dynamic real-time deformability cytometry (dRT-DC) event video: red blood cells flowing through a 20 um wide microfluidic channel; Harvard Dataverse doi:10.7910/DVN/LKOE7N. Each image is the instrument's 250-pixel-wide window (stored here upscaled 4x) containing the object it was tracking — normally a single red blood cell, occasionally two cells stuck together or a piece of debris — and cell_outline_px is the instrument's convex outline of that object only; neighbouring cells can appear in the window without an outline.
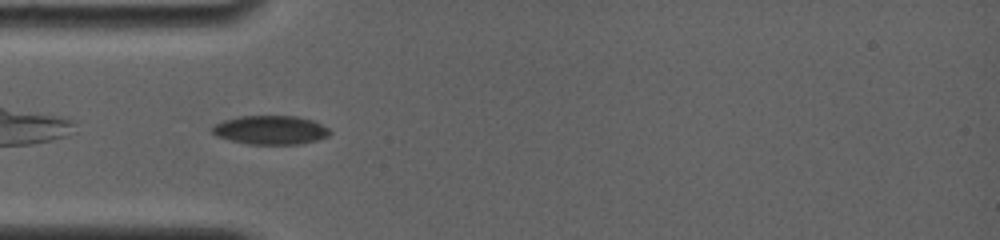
{"species": "common noctule bat (a hibernating species)", "species_latin": "Nyctalus noctula", "temperature_condition": "room temperature", "stored_images_in_passage": 24, "camera_frame_rate_fps": 4000, "um_per_image_px": 0.085, "animal": {"sex": "female", "body_mass_g": 19.0, "forearm_length_mm": 56.7}, "frame": {"image": 1, "passage_image": 2, "time_ms": 0.5, "image_size_px": [1000, 240], "cell_outline_px": [[332, 132], [328, 136], [316, 140], [300, 144], [248, 144], [216, 136], [212, 132], [212, 128], [216, 124], [224, 120], [240, 116], [296, 116], [312, 120], [328, 128]], "centroid_in_image_um": [23.01, 11.05], "position_along_channel_um": 62.0, "area_um2": 19.59}}
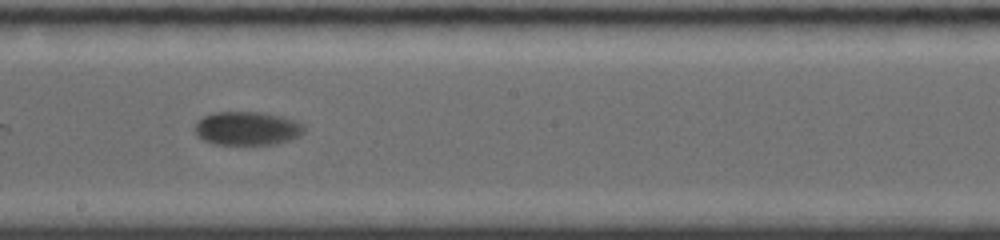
{"frame": {"image": 2, "passage_image": 12, "time_ms": 5.0, "image_size_px": [1000, 240], "cell_outline_px": [[304, 132], [300, 136], [276, 144], [212, 144], [196, 136], [196, 124], [204, 116], [212, 112], [264, 112], [280, 116], [292, 120], [300, 124], [304, 128]], "centroid_in_image_um": [20.99, 10.91], "position_along_channel_um": 227.2, "area_um2": 21.21}}
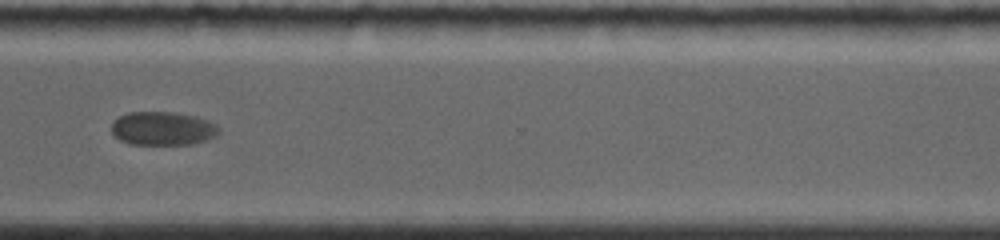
{"frame": {"image": 3, "passage_image": 20, "time_ms": 8.5, "image_size_px": [1000, 240], "cell_outline_px": [[220, 132], [216, 136], [192, 144], [128, 144], [120, 140], [112, 132], [112, 120], [128, 112], [172, 112], [196, 116], [208, 120], [216, 124], [220, 128]], "centroid_in_image_um": [13.84, 10.91], "position_along_channel_um": 356.8, "area_um2": 21.1}, "authors_computed_cell_mechanics": {"area_um2": 21.097, "velocity_mm_per_s": 3.6865, "shape_relaxation_time_tau1_ms": 2.8559, "shape_relaxation_time_tau2_ms": null, "deformation_change_tau1": 0.0711, "deformation_change_tau2": null}}